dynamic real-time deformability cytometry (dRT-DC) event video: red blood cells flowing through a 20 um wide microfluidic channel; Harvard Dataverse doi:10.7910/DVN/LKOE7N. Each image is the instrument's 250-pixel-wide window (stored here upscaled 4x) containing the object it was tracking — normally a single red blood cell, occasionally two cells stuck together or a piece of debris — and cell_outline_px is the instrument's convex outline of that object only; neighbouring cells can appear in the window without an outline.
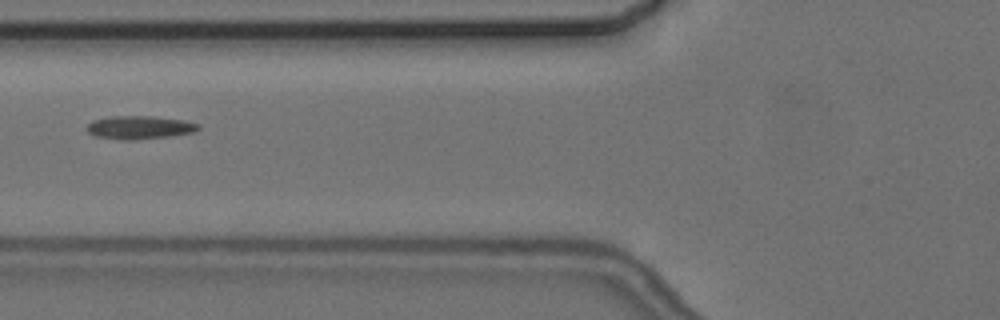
{"species": "common noctule bat (a hibernating species)", "species_latin": "Nyctalus noctula", "temperature_condition": "cold", "stored_images_in_passage": 6, "camera_frame_rate_fps": 3000, "um_per_image_px": 0.085, "animal": {"sex": "female", "body_mass_g": 24.6, "forearm_length_mm": 56.2}, "frame": {"image": 1, "passage_image": 4, "time_ms": 3.667, "image_size_px": [1000, 320], "cell_outline_px": [[200, 128], [196, 132], [168, 136], [132, 140], [124, 140], [96, 136], [88, 132], [88, 124], [96, 120], [112, 116], [152, 116], [184, 120], [200, 124]], "centroid_in_image_um": [11.92, 10.83], "position_along_channel_um": 113.9, "area_um2": 14.91}}
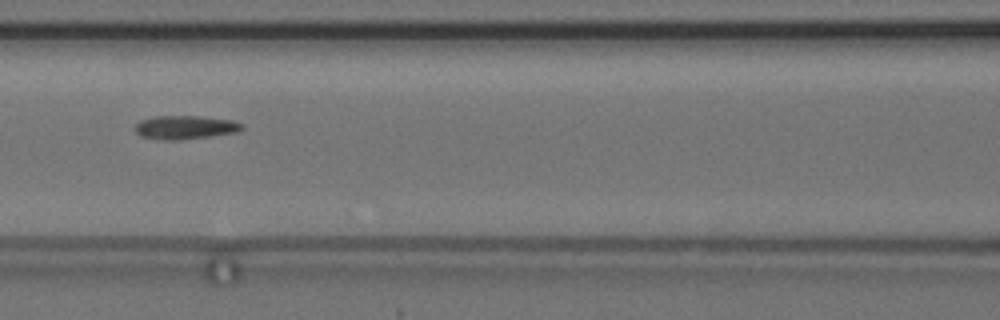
{"frame": {"image": 2, "passage_image": 5, "time_ms": 4.667, "image_size_px": [1000, 320], "cell_outline_px": [[244, 128], [236, 132], [180, 140], [164, 140], [140, 136], [136, 132], [136, 124], [140, 120], [156, 116], [196, 116], [232, 120], [244, 124]], "centroid_in_image_um": [15.73, 10.82], "position_along_channel_um": 150.9, "area_um2": 14.57}}
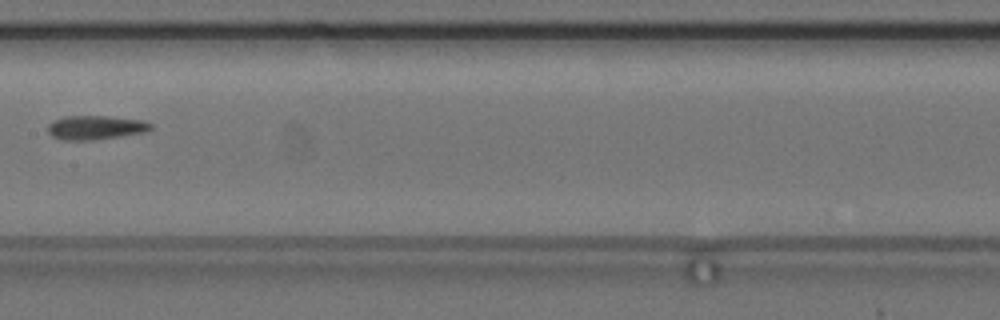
{"frame": {"image": 3, "passage_image": 6, "time_ms": 6.0, "image_size_px": [1000, 320], "cell_outline_px": [[152, 128], [148, 132], [92, 140], [64, 140], [52, 136], [48, 132], [48, 124], [52, 120], [64, 116], [112, 116], [144, 120], [152, 124]], "centroid_in_image_um": [8.14, 10.83], "position_along_channel_um": 199.3, "area_um2": 14.62}}